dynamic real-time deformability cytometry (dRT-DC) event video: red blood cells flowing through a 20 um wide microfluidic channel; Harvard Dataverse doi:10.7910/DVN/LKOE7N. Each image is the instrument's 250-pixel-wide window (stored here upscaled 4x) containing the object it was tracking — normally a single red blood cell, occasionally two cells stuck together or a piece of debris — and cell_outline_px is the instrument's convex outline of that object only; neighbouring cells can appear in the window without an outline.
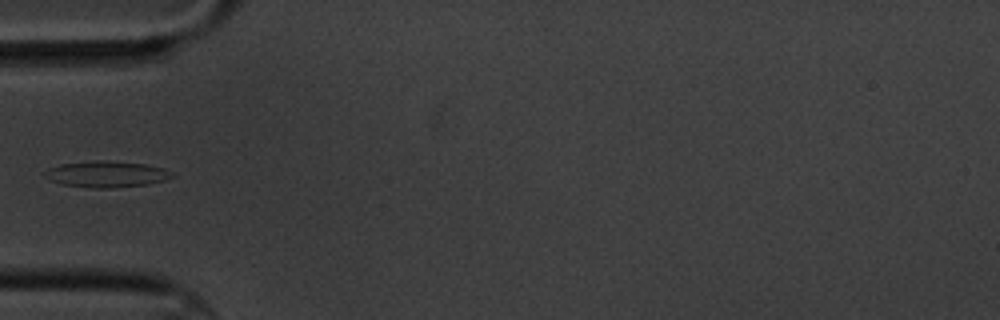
{"species": "common noctule bat (a hibernating species)", "species_latin": "Nyctalus noctula", "temperature_condition": "cold", "stored_images_in_passage": 4, "camera_frame_rate_fps": 3000, "um_per_image_px": 0.085, "animal": {"sex": "male", "body_mass_g": 20.1, "forearm_length_mm": 53.5}, "frame": {"image": 1, "passage_image": 4, "time_ms": 4.333, "image_size_px": [1000, 320], "cell_outline_px": [[176, 176], [164, 180], [148, 184], [108, 188], [92, 188], [64, 184], [48, 180], [44, 176], [44, 172], [48, 168], [60, 164], [96, 160], [108, 160], [144, 164], [164, 168], [172, 172]], "centroid_in_image_um": [9.04, 14.79], "position_along_channel_um": 76.0, "area_um2": 19.48}}